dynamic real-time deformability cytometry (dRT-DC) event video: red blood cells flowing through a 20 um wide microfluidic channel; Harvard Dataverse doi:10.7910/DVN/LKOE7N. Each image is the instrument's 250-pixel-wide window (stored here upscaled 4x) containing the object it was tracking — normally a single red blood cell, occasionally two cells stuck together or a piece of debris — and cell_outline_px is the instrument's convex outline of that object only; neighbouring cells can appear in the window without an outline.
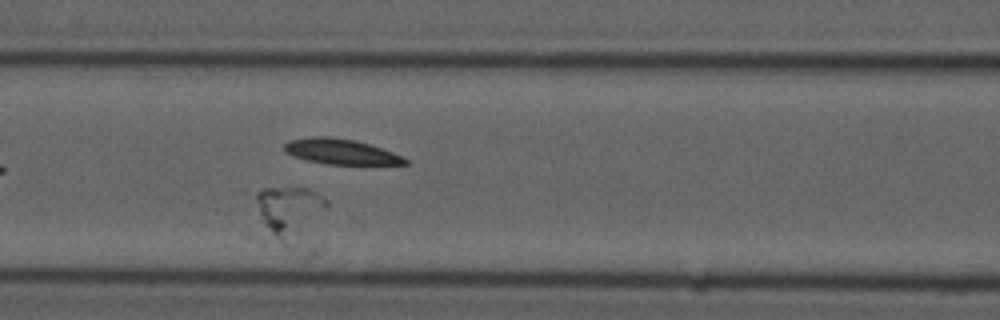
{"species": "common noctule bat (a hibernating species)", "species_latin": "Nyctalus noctula", "temperature_condition": "cold", "stored_images_in_passage": 8, "camera_frame_rate_fps": 3000, "um_per_image_px": 0.085, "animal": {"sex": "male", "forearm_length_mm": 52.5}, "frame": {"image": 1, "passage_image": 7, "time_ms": 2.0, "image_size_px": [1000, 320], "cell_outline_px": [[328, 204], [324, 248], [308, 260], [304, 260], [260, 244], [256, 240], [256, 192], [264, 188], [308, 188], [316, 192], [328, 200]], "centroid_in_image_um": [24.79, 18.77], "position_along_channel_um": 141.8, "area_um2": 31.79}}